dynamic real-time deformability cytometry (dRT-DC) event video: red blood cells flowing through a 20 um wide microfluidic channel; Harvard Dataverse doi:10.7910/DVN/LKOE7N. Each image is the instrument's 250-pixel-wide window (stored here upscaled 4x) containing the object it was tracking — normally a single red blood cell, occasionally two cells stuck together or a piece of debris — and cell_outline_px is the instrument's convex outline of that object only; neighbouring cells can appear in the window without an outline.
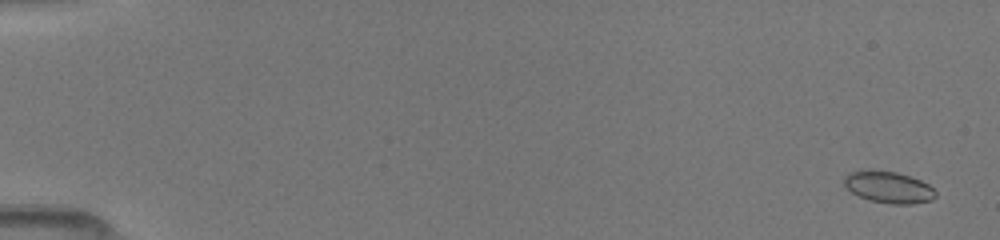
{"species": "common noctule bat (a hibernating species)", "species_latin": "Nyctalus noctula", "temperature_condition": "room temperature", "stored_images_in_passage": 49, "camera_frame_rate_fps": 3000, "um_per_image_px": 0.085, "animal": {"sex": "female", "body_mass_g": 19.5, "forearm_length_mm": 54.1}, "frame": {"image": 1, "passage_image": 3, "time_ms": 0.667, "image_size_px": [1000, 240], "cell_outline_px": [[936, 196], [932, 200], [912, 204], [888, 204], [868, 200], [852, 192], [844, 184], [844, 176], [848, 172], [896, 172], [920, 180], [928, 184], [936, 192]], "centroid_in_image_um": [75.56, 15.95], "position_along_channel_um": 9.4, "area_um2": 16.42}}
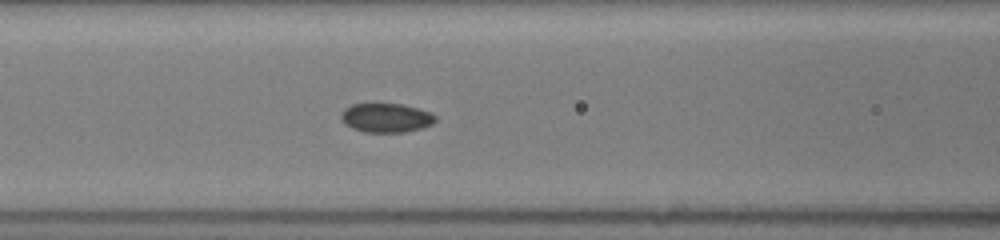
{"frame": {"image": 2, "passage_image": 23, "time_ms": 7.667, "image_size_px": [1000, 240], "cell_outline_px": [[436, 120], [432, 124], [424, 128], [404, 132], [364, 132], [352, 128], [344, 124], [340, 120], [340, 112], [344, 108], [352, 104], [376, 100], [404, 104], [428, 112], [436, 116]], "centroid_in_image_um": [32.75, 9.96], "position_along_channel_um": 133.9, "area_um2": 16.88}}
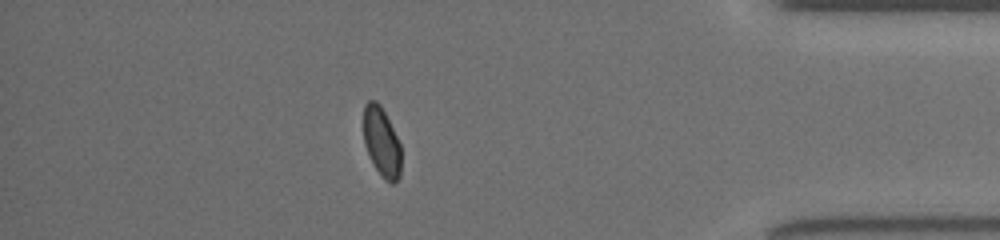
{"frame": {"image": 3, "passage_image": 43, "time_ms": 15.0, "image_size_px": [1000, 240], "cell_outline_px": [[400, 176], [392, 184], [384, 180], [376, 168], [364, 144], [364, 104], [368, 100], [376, 100], [380, 104], [400, 144]], "centroid_in_image_um": [32.43, 12.06], "position_along_channel_um": 402.8, "area_um2": 14.91}}